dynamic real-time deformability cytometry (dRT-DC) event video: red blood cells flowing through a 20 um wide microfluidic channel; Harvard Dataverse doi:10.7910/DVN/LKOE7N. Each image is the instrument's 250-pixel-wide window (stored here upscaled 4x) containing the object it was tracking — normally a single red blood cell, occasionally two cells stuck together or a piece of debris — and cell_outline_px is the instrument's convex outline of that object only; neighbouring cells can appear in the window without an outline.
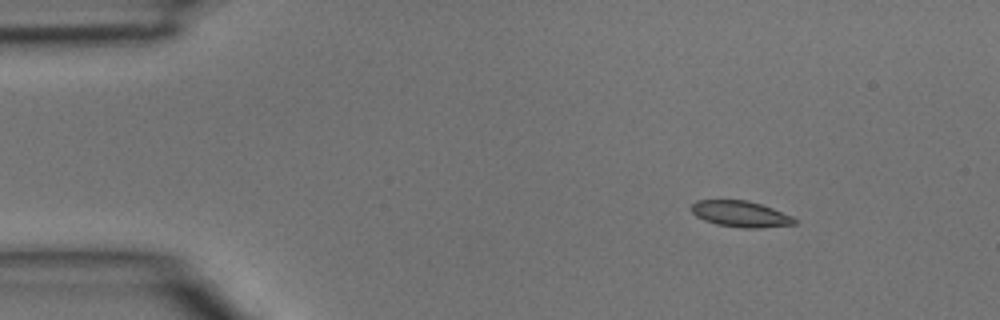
{"species": "common noctule bat (a hibernating species)", "species_latin": "Nyctalus noctula", "temperature_condition": "room temperature", "stored_images_in_passage": 3, "camera_frame_rate_fps": 3000, "um_per_image_px": 0.085, "animal": {"sex": "male", "body_mass_g": 15.6}, "frame": {"image": 1, "passage_image": 1, "time_ms": 0.0, "image_size_px": [1000, 320], "cell_outline_px": [[796, 224], [760, 228], [740, 228], [716, 224], [704, 220], [696, 216], [692, 212], [692, 204], [696, 200], [748, 200], [772, 208], [792, 216], [796, 220]], "centroid_in_image_um": [62.94, 18.19], "position_along_channel_um": 22.1, "area_um2": 15.66}}
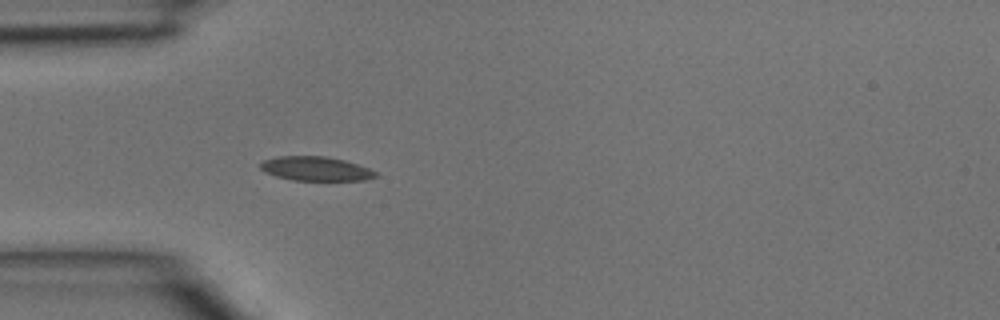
{"frame": {"image": 2, "passage_image": 3, "time_ms": 0.667, "image_size_px": [1000, 320], "cell_outline_px": [[380, 176], [364, 180], [292, 180], [276, 176], [264, 172], [260, 168], [260, 164], [264, 160], [280, 156], [324, 156], [344, 160], [368, 168], [376, 172]], "centroid_in_image_um": [26.84, 14.34], "position_along_channel_um": 58.2, "area_um2": 16.13}}